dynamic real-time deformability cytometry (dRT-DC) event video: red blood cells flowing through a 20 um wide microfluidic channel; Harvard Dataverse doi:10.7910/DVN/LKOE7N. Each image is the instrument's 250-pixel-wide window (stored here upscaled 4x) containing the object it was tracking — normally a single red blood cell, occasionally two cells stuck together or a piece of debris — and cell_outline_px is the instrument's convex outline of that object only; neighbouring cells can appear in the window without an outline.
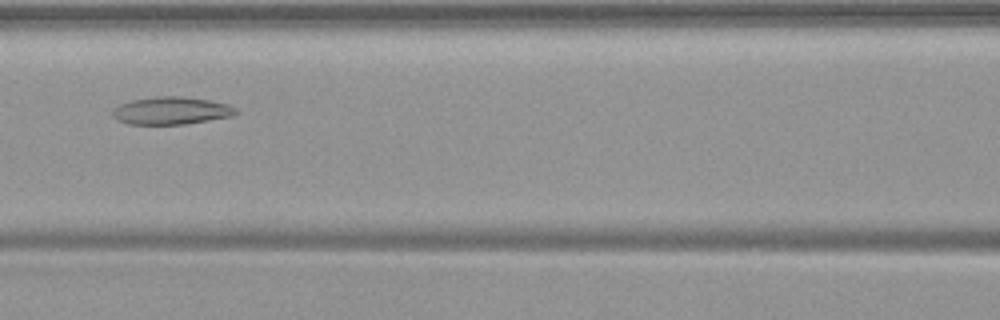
{"species": "common noctule bat (a hibernating species)", "species_latin": "Nyctalus noctula", "temperature_condition": "warm", "stored_images_in_passage": 35, "camera_frame_rate_fps": 3000, "um_per_image_px": 0.085, "animal": {"sex": "female", "body_mass_g": 19.9}, "frame": {"image": 1, "passage_image": 8, "time_ms": 2.333, "image_size_px": [1000, 320], "cell_outline_px": [[240, 112], [232, 116], [184, 124], [128, 124], [116, 120], [112, 116], [112, 108], [120, 104], [132, 100], [156, 96], [184, 96], [208, 100], [228, 104], [236, 108]], "centroid_in_image_um": [14.54, 9.4], "position_along_channel_um": 152.1, "area_um2": 19.94}}
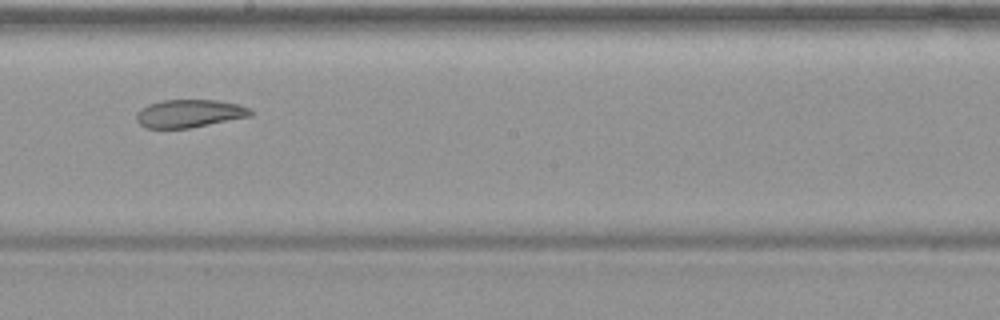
{"frame": {"image": 2, "passage_image": 14, "time_ms": 4.333, "image_size_px": [1000, 320], "cell_outline_px": [[252, 116], [188, 128], [144, 128], [136, 120], [136, 112], [140, 108], [148, 104], [164, 100], [216, 100], [236, 104], [248, 108], [252, 112]], "centroid_in_image_um": [16.04, 9.65], "position_along_channel_um": 232.2, "area_um2": 18.5}}
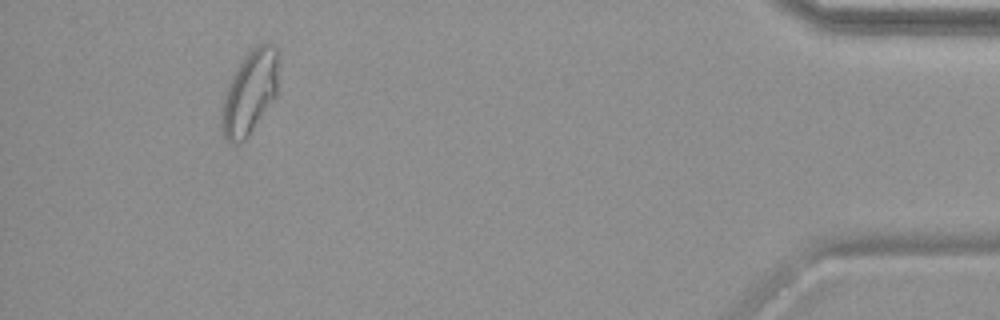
{"frame": {"image": 3, "passage_image": 32, "time_ms": 10.333, "image_size_px": [1000, 320], "cell_outline_px": [[280, 52], [276, 96], [248, 136], [240, 144], [232, 144], [224, 140], [220, 124], [220, 120], [224, 96], [228, 84], [236, 68], [244, 56], [252, 48], [268, 40], [276, 44]], "centroid_in_image_um": [21.25, 7.82], "position_along_channel_um": 413.9, "area_um2": 28.44}}